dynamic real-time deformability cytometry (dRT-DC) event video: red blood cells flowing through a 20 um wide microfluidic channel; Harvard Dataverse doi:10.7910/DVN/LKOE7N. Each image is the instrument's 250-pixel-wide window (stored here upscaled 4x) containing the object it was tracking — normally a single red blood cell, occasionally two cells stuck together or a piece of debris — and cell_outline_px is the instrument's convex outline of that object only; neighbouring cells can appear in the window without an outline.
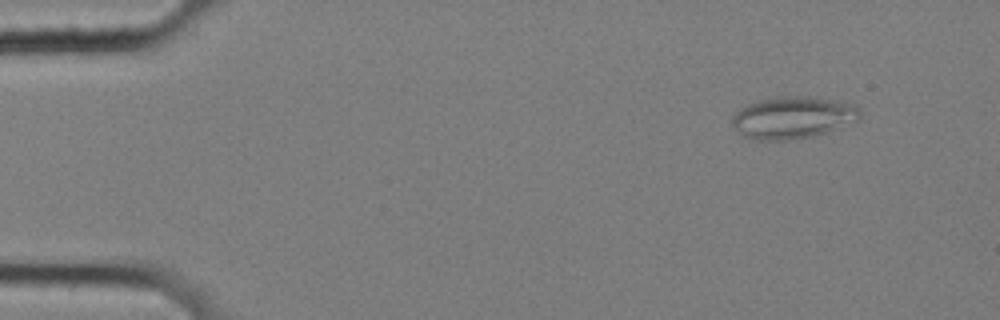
{"species": "common noctule bat (a hibernating species)", "species_latin": "Nyctalus noctula", "temperature_condition": "cold", "stored_images_in_passage": 53, "camera_frame_rate_fps": 3000, "um_per_image_px": 0.085, "animal": {"sex": "female", "body_mass_g": 25.1}, "frame": {"image": 1, "passage_image": 2, "time_ms": 0.333, "image_size_px": [1000, 320], "cell_outline_px": [[860, 116], [856, 120], [828, 132], [812, 136], [788, 140], [748, 140], [732, 124], [732, 116], [740, 108], [748, 104], [760, 100], [780, 96], [816, 96], [856, 104], [860, 108]], "centroid_in_image_um": [67.4, 9.98], "position_along_channel_um": 17.6, "area_um2": 31.5}}
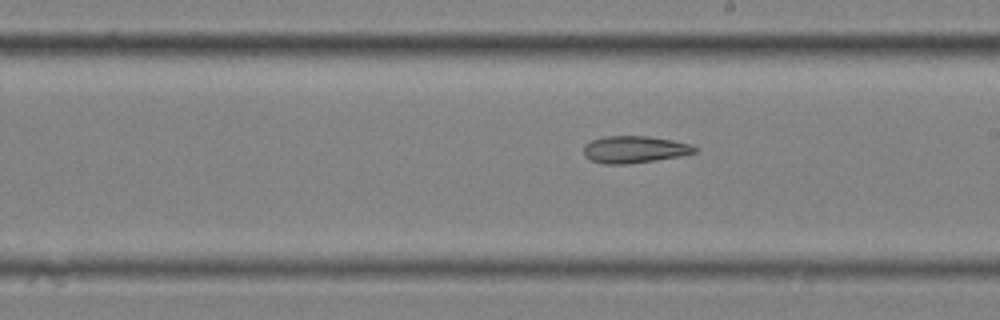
{"frame": {"image": 2, "passage_image": 29, "time_ms": 9.333, "image_size_px": [1000, 320], "cell_outline_px": [[700, 152], [680, 156], [628, 164], [604, 164], [592, 160], [584, 156], [584, 144], [592, 140], [604, 136], [648, 136], [672, 140], [688, 144], [696, 148]], "centroid_in_image_um": [53.92, 12.7], "position_along_channel_um": 235.1, "area_um2": 17.46}}
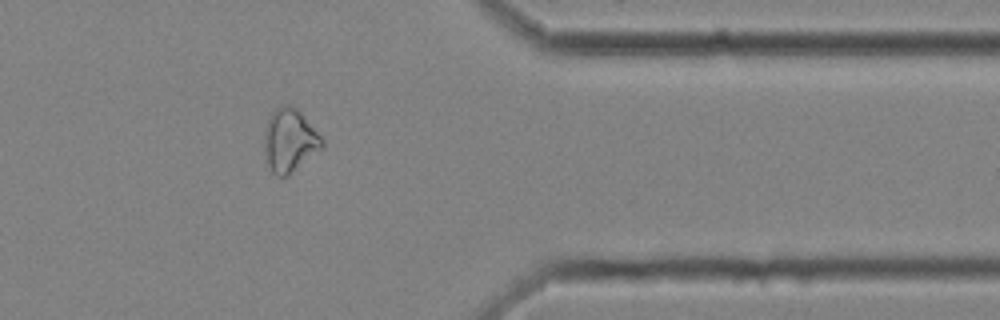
{"frame": {"image": 3, "passage_image": 43, "time_ms": 14.0, "image_size_px": [1000, 320], "cell_outline_px": [[324, 148], [288, 176], [276, 176], [272, 172], [268, 164], [264, 148], [264, 128], [272, 112], [276, 108], [284, 104], [288, 104], [296, 108], [300, 112], [324, 140]], "centroid_in_image_um": [24.63, 11.95], "position_along_channel_um": 386.8, "area_um2": 21.39}, "authors_computed_cell_mechanics": {"area_um2": 21.5594, "velocity_mm_per_s": 3.5399, "shape_relaxation_time_tau1_ms": null, "shape_relaxation_time_tau2_ms": 6.7697, "deformation_change_tau1": null, "deformation_change_tau2": 0.1692}}